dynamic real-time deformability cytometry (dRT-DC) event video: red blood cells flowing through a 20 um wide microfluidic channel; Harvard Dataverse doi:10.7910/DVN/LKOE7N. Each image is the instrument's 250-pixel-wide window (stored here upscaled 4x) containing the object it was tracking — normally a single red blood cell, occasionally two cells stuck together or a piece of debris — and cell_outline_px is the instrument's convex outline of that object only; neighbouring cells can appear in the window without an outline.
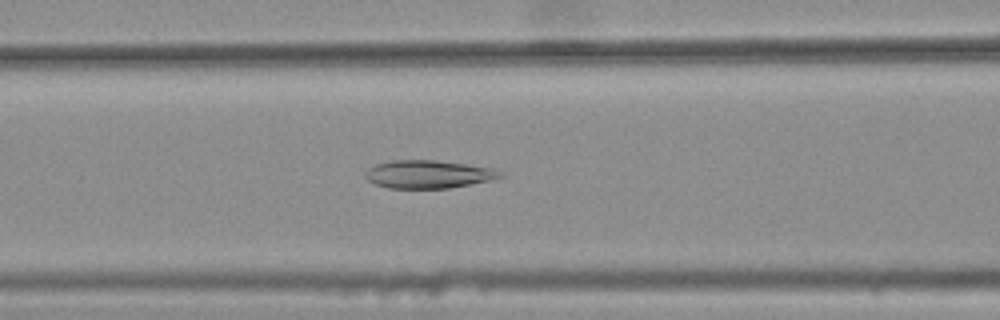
{"species": "common noctule bat (a hibernating species)", "species_latin": "Nyctalus noctula", "temperature_condition": "warm", "stored_images_in_passage": 34, "camera_frame_rate_fps": 3000, "um_per_image_px": 0.085, "animal": {"sex": "female", "body_mass_g": 25.1}, "frame": {"image": 1, "passage_image": 10, "time_ms": 3.0, "image_size_px": [1000, 320], "cell_outline_px": [[504, 176], [488, 180], [448, 188], [388, 188], [376, 184], [368, 180], [364, 176], [368, 168], [376, 164], [388, 160], [436, 160], [492, 168], [500, 172]], "centroid_in_image_um": [36.34, 14.8], "position_along_channel_um": 130.3, "area_um2": 21.73}}
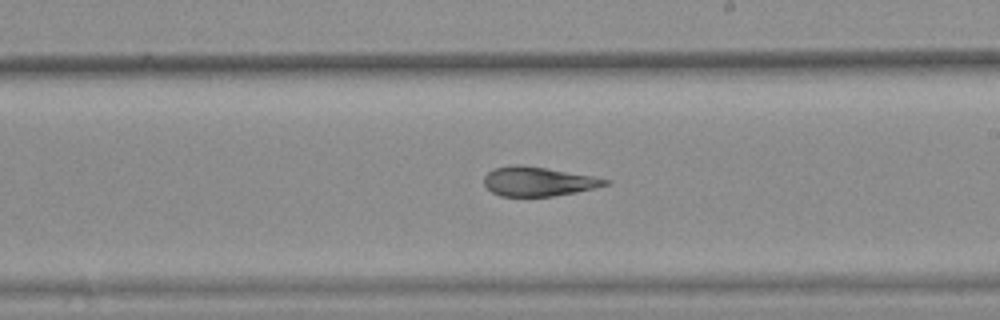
{"frame": {"image": 2, "passage_image": 19, "time_ms": 6.0, "image_size_px": [1000, 320], "cell_outline_px": [[612, 180], [608, 184], [576, 192], [552, 196], [500, 196], [492, 192], [484, 184], [484, 176], [492, 168], [516, 164], [544, 168], [596, 176]], "centroid_in_image_um": [45.74, 15.42], "position_along_channel_um": 243.3, "area_um2": 20.58}}
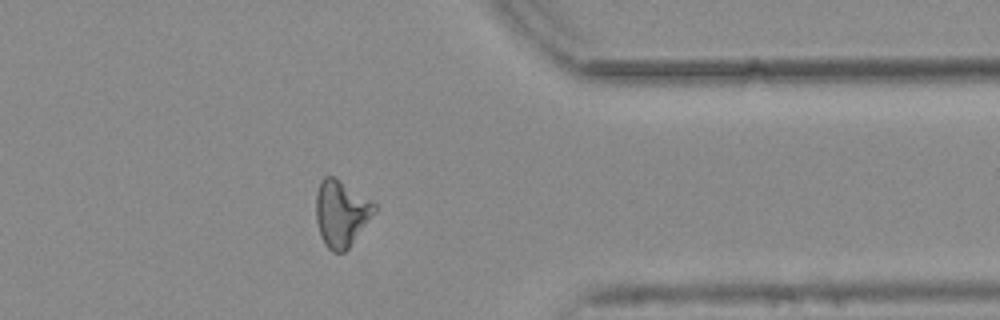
{"frame": {"image": 3, "passage_image": 31, "time_ms": 10.0, "image_size_px": [1000, 320], "cell_outline_px": [[376, 212], [348, 248], [344, 252], [332, 252], [324, 244], [320, 236], [316, 220], [316, 192], [320, 180], [324, 176], [332, 176], [340, 180], [372, 200], [376, 204]], "centroid_in_image_um": [28.99, 18.13], "position_along_channel_um": 382.4, "area_um2": 22.72}, "authors_computed_cell_mechanics": {"area_um2": 21.9062, "velocity_mm_per_s": 3.7764, "shape_relaxation_time_tau1_ms": null, "shape_relaxation_time_tau2_ms": 2.5244, "deformation_change_tau1": null, "deformation_change_tau2": 0.106}}